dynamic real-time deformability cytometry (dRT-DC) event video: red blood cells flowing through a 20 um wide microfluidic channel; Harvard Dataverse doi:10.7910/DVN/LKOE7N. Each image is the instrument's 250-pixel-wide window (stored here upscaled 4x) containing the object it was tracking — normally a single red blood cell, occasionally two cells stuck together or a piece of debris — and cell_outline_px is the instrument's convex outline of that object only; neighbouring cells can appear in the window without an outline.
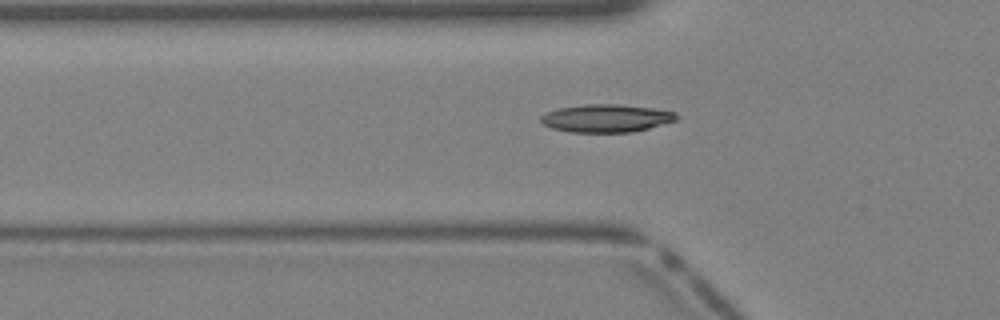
{"species": "Egyptian fruit bat (a non-hibernating species)", "species_latin": "Rousettus aegyptiacus", "temperature_condition": "warm", "stored_images_in_passage": 27, "camera_frame_rate_fps": 3000, "um_per_image_px": 0.085, "animal": {"sex": "female"}, "frame": {"image": 1, "passage_image": 5, "time_ms": 1.333, "image_size_px": [1000, 320], "cell_outline_px": [[680, 116], [676, 120], [648, 128], [632, 132], [572, 132], [552, 128], [544, 124], [540, 120], [540, 116], [548, 112], [560, 108], [588, 104], [616, 104], [652, 108], [676, 112]], "centroid_in_image_um": [51.56, 10.05], "position_along_channel_um": 74.2, "area_um2": 21.79}}
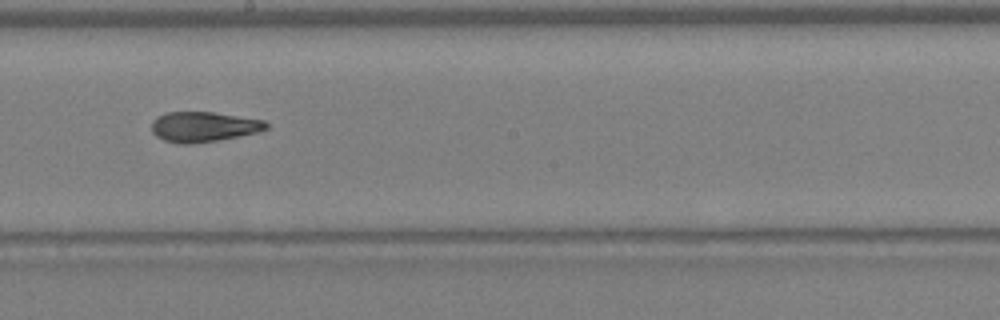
{"frame": {"image": 2, "passage_image": 14, "time_ms": 4.333, "image_size_px": [1000, 320], "cell_outline_px": [[268, 128], [256, 132], [240, 136], [192, 144], [180, 144], [164, 140], [156, 136], [152, 132], [152, 120], [156, 116], [164, 112], [212, 112], [264, 120], [268, 124]], "centroid_in_image_um": [17.26, 10.77], "position_along_channel_um": 230.9, "area_um2": 20.11}}
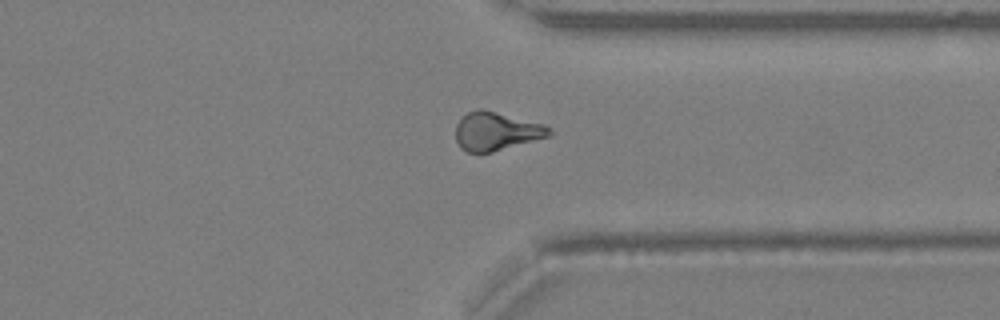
{"frame": {"image": 3, "passage_image": 22, "time_ms": 7.0, "image_size_px": [1000, 320], "cell_outline_px": [[552, 136], [492, 152], [468, 152], [460, 148], [456, 140], [456, 124], [468, 112], [476, 108], [480, 108], [544, 124], [552, 132]], "centroid_in_image_um": [42.19, 11.16], "position_along_channel_um": 369.2, "area_um2": 20.87}}